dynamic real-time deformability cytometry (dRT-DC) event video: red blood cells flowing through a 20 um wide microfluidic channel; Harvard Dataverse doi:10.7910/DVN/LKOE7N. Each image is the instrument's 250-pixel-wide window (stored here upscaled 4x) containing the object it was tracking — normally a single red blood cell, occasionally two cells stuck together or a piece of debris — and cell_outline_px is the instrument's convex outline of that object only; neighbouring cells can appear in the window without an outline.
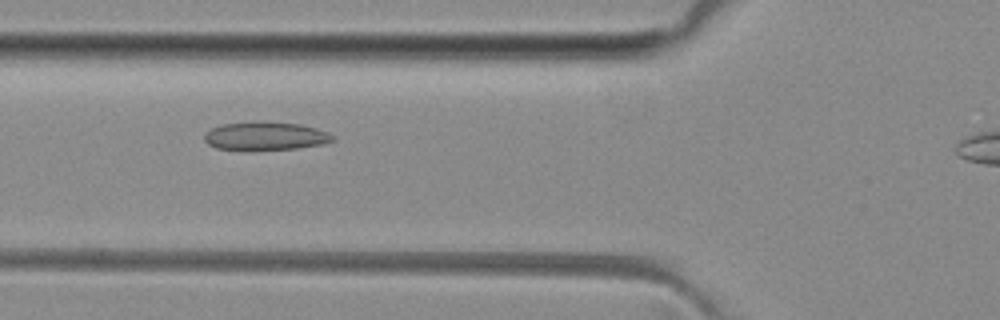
{"species": "common noctule bat (a hibernating species)", "species_latin": "Nyctalus noctula", "temperature_condition": "room temperature", "stored_images_in_passage": 35, "camera_frame_rate_fps": 3000, "um_per_image_px": 0.085, "animal": {"sex": "female", "body_mass_g": 29.2, "forearm_length_mm": 56.3}, "frame": {"image": 1, "passage_image": 9, "time_ms": 2.667, "image_size_px": [1000, 320], "cell_outline_px": [[336, 140], [324, 144], [296, 148], [216, 148], [208, 144], [204, 140], [204, 136], [212, 128], [220, 124], [300, 124], [316, 128], [328, 132], [336, 136]], "centroid_in_image_um": [22.65, 11.58], "position_along_channel_um": 103.1, "area_um2": 19.77}}
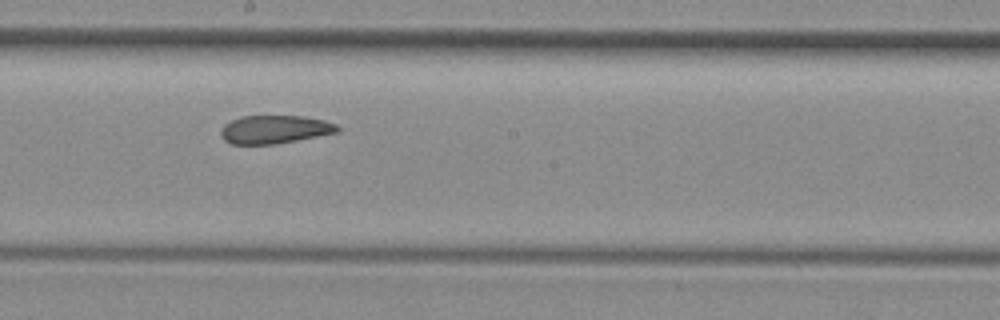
{"frame": {"image": 2, "passage_image": 18, "time_ms": 5.667, "image_size_px": [1000, 320], "cell_outline_px": [[340, 132], [276, 144], [232, 144], [224, 140], [220, 136], [220, 132], [224, 124], [240, 116], [304, 116], [324, 120], [336, 124], [340, 128]], "centroid_in_image_um": [23.35, 11.0], "position_along_channel_um": 224.8, "area_um2": 19.31}}
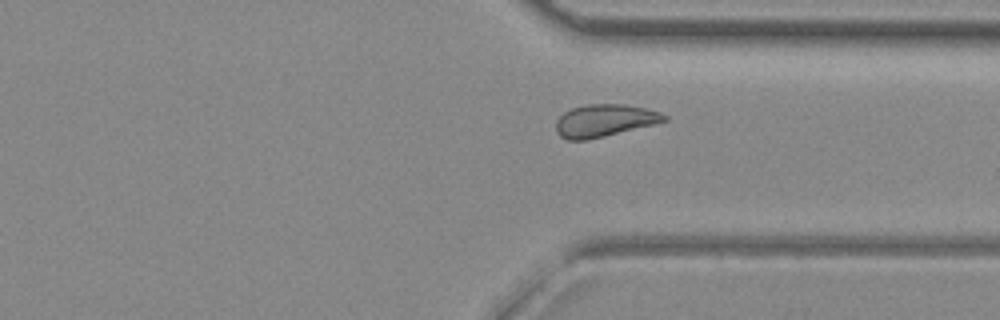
{"frame": {"image": 3, "passage_image": 28, "time_ms": 9.0, "image_size_px": [1000, 320], "cell_outline_px": [[668, 120], [656, 124], [588, 140], [568, 140], [560, 136], [556, 132], [556, 120], [564, 112], [572, 108], [588, 104], [624, 104], [644, 108], [660, 112], [668, 116]], "centroid_in_image_um": [51.39, 10.25], "position_along_channel_um": 360.0, "area_um2": 20.52}, "authors_computed_cell_mechanics": {"area_um2": 20.519, "velocity_mm_per_s": 4.0562, "shape_relaxation_time_tau1_ms": null, "shape_relaxation_time_tau2_ms": 2.9717, "deformation_change_tau1": null, "deformation_change_tau2": 0.0879}}